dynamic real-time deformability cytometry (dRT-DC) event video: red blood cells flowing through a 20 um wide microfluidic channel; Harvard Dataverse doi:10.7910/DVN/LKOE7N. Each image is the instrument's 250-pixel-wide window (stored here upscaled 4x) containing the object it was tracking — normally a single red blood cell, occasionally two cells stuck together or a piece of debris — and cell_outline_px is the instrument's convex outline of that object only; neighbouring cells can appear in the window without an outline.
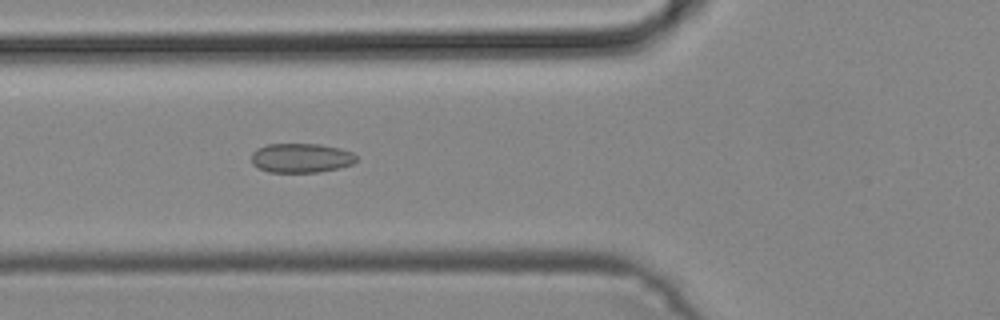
{"species": "common noctule bat (a hibernating species)", "species_latin": "Nyctalus noctula", "temperature_condition": "cold", "stored_images_in_passage": 15, "camera_frame_rate_fps": 3000, "um_per_image_px": 0.085, "animal": {"sex": "male", "body_mass_g": 19.2, "forearm_length_mm": 51.8}, "frame": {"image": 1, "passage_image": 7, "time_ms": 2.0, "image_size_px": [1000, 320], "cell_outline_px": [[356, 160], [352, 164], [340, 168], [316, 172], [268, 172], [252, 164], [252, 152], [256, 148], [268, 144], [320, 144], [340, 148], [352, 152], [356, 156]], "centroid_in_image_um": [25.59, 13.42], "position_along_channel_um": 100.2, "area_um2": 17.98}}